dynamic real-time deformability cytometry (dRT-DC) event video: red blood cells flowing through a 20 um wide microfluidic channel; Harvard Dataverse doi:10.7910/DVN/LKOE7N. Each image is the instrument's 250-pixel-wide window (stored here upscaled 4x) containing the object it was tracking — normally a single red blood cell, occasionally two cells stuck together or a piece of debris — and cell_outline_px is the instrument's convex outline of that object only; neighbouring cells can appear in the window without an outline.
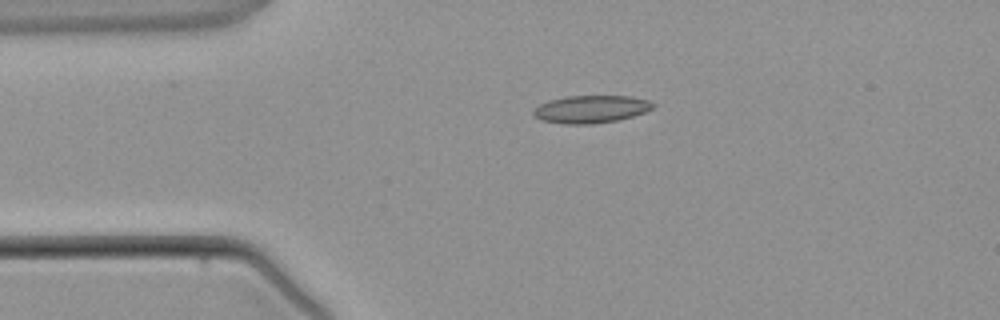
{"species": "common noctule bat (a hibernating species)", "species_latin": "Nyctalus noctula", "temperature_condition": "warm", "stored_images_in_passage": 3, "camera_frame_rate_fps": 3000, "um_per_image_px": 0.085, "animal": {"sex": "male", "body_mass_g": 21.5, "forearm_length_mm": 52.0}, "frame": {"image": 1, "passage_image": 2, "time_ms": 1.333, "image_size_px": [1000, 320], "cell_outline_px": [[656, 104], [652, 108], [644, 112], [620, 120], [592, 124], [564, 124], [540, 120], [532, 116], [532, 112], [540, 104], [548, 100], [568, 96], [628, 96], [648, 100]], "centroid_in_image_um": [50.2, 9.29], "position_along_channel_um": 34.8, "area_um2": 19.31}}